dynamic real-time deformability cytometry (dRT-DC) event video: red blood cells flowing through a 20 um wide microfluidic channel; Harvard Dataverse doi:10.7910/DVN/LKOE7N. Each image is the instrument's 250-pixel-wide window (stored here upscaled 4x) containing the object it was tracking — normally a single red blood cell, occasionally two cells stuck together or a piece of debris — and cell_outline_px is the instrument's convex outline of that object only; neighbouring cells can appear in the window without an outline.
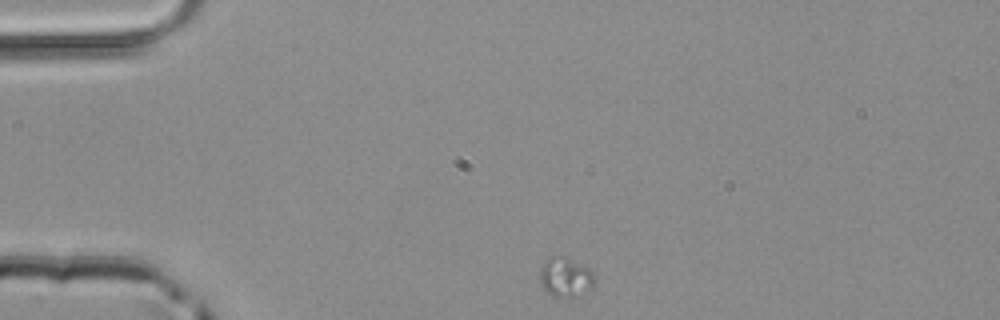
{"species": "common noctule bat (a hibernating species)", "species_latin": "Nyctalus noctula", "temperature_condition": "room temperature", "stored_images_in_passage": 35, "camera_frame_rate_fps": 3000, "um_per_image_px": 0.085, "animal": {"sex": "male", "body_mass_g": 20.4}, "frame": {"image": 1, "passage_image": 1, "time_ms": 0.0, "image_size_px": [1000, 320], "cell_outline_px": [[596, 280], [592, 288], [572, 296], [552, 296], [540, 284], [540, 268], [552, 256], [564, 256], [588, 268], [592, 272]], "centroid_in_image_um": [48.07, 23.55], "position_along_channel_um": 36.9, "area_um2": 12.2}}